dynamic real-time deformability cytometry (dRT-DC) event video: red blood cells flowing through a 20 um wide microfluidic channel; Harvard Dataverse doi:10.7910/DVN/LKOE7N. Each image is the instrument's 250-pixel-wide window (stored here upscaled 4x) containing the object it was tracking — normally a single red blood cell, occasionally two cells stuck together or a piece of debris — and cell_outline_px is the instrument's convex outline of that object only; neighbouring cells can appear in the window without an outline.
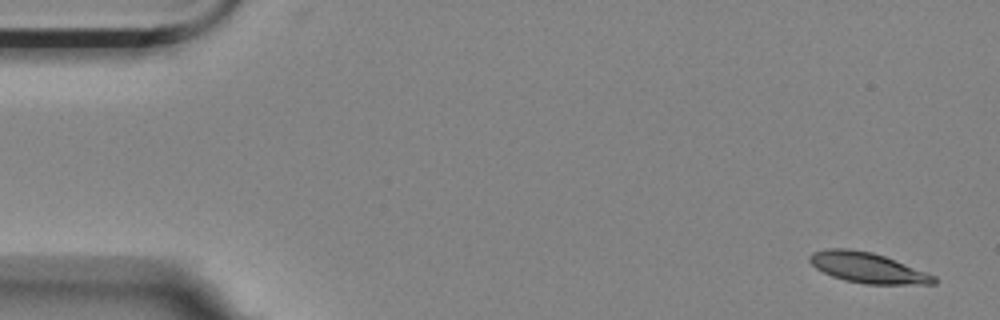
{"species": "Egyptian fruit bat (a non-hibernating species)", "species_latin": "Rousettus aegyptiacus", "temperature_condition": "room temperature", "stored_images_in_passage": 5, "camera_frame_rate_fps": 3000, "um_per_image_px": 0.085, "animal": {"sex": "female"}, "frame": {"image": 1, "passage_image": 1, "time_ms": 0.0, "image_size_px": [1000, 320], "cell_outline_px": [[936, 284], [864, 284], [844, 280], [832, 276], [816, 268], [808, 260], [808, 256], [812, 252], [828, 248], [848, 248], [872, 252], [884, 256], [936, 276]], "centroid_in_image_um": [73.71, 22.75], "position_along_channel_um": 11.3, "area_um2": 21.91}}
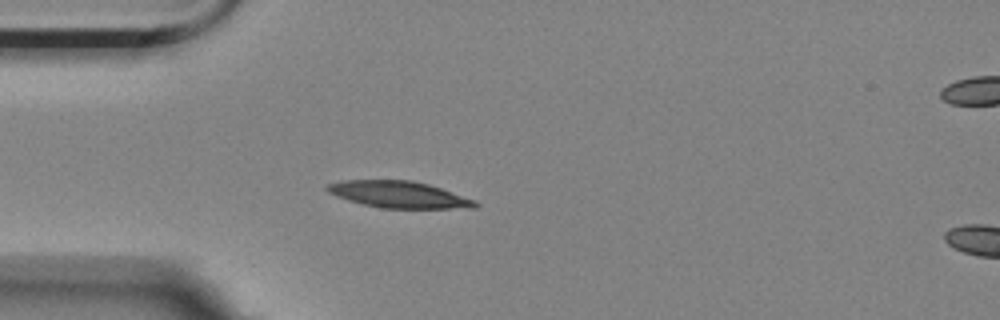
{"frame": {"image": 2, "passage_image": 4, "time_ms": 1.0, "image_size_px": [1000, 320], "cell_outline_px": [[480, 204], [476, 208], [380, 208], [348, 200], [336, 196], [328, 192], [324, 188], [328, 184], [340, 180], [412, 180], [428, 184], [476, 200]], "centroid_in_image_um": [33.9, 16.53], "position_along_channel_um": 51.1, "area_um2": 23.0}}